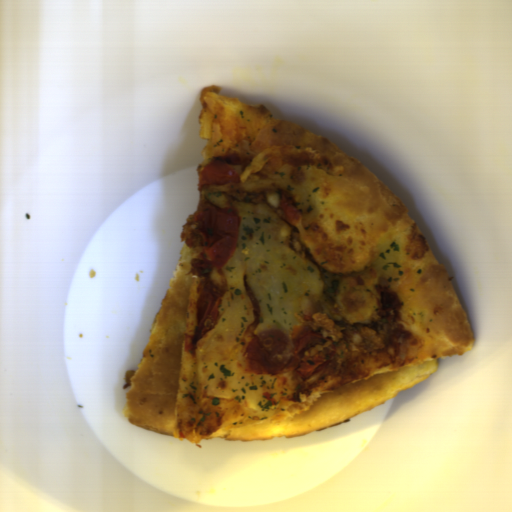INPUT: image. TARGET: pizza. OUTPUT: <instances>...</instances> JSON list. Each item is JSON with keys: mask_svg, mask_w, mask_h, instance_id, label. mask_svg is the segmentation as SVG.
<instances>
[{"mask_svg": "<svg viewBox=\"0 0 512 512\" xmlns=\"http://www.w3.org/2000/svg\"><path fill=\"white\" fill-rule=\"evenodd\" d=\"M199 134L205 140L198 176L214 158L244 174L275 145L319 153L326 172L318 210L304 226L293 195L276 188L258 194L239 180L200 188L201 205L238 216V203L269 204L290 226L288 246L317 267L324 285L317 310L292 333L295 348L287 370L276 376L280 396L264 419L247 417L238 399L207 396L193 342L211 297H223L222 268L193 267L199 248L184 241L149 341L127 389L125 419L134 426L189 443L207 439L265 441L306 435L347 420L414 387L445 357L470 353L469 319L454 283L428 237L401 200L360 162L304 127L281 120L267 107L223 96L219 85L199 95ZM406 237L409 269L400 284L379 282V306L371 318L351 322L337 306L347 279L374 265L380 239ZM315 330L336 345L334 355L311 376L297 373L296 346Z\"/></svg>", "mask_w": 512, "mask_h": 512, "instance_id": "dd6c1bee", "label": "pizza"}, {"mask_svg": "<svg viewBox=\"0 0 512 512\" xmlns=\"http://www.w3.org/2000/svg\"><path fill=\"white\" fill-rule=\"evenodd\" d=\"M246 274L244 276H242V282H243V289L250 301V304H251V307L253 309V312H254V317H253V320L252 322L250 323V325L247 327L246 329V333H245V339H244V352L247 348V346L254 340V338L256 337L257 334H255L256 332V328L258 326V324L260 323L261 321V306L255 296V294L253 293V291L250 289V287L248 286L247 282H246Z\"/></svg>", "mask_w": 512, "mask_h": 512, "instance_id": "d2c48207", "label": "pizza"}]
</instances>
